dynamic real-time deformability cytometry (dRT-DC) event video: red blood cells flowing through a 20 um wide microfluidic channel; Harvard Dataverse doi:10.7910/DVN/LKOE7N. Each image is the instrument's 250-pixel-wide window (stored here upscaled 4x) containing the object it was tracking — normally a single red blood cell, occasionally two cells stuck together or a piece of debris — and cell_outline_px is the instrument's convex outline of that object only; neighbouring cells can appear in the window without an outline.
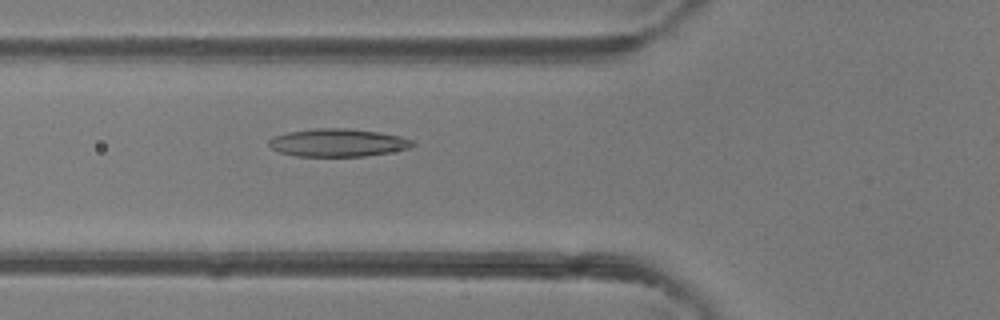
{"species": "common noctule bat (a hibernating species)", "species_latin": "Nyctalus noctula", "temperature_condition": "room temperature", "stored_images_in_passage": 30, "camera_frame_rate_fps": 3000, "um_per_image_px": 0.085, "animal": {"sex": "female"}, "frame": {"image": 1, "passage_image": 5, "time_ms": 1.333, "image_size_px": [1000, 320], "cell_outline_px": [[416, 144], [408, 148], [388, 152], [364, 156], [296, 156], [280, 152], [272, 148], [268, 144], [268, 140], [276, 136], [288, 132], [316, 128], [348, 128], [380, 132], [400, 136], [412, 140]], "centroid_in_image_um": [28.72, 12.12], "position_along_channel_um": 97.1, "area_um2": 23.18}}
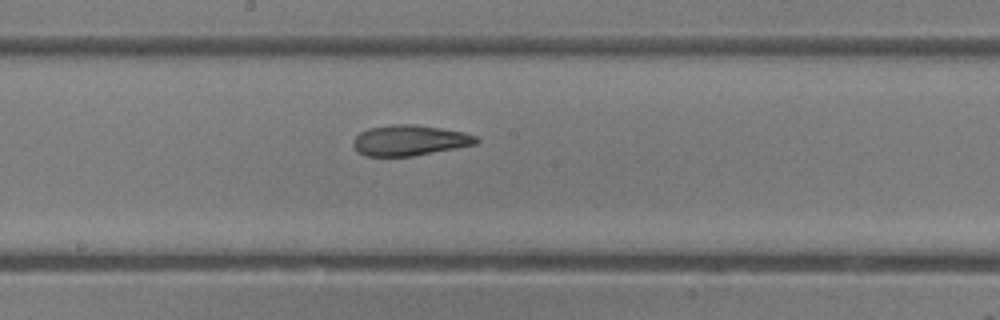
{"frame": {"image": 2, "passage_image": 13, "time_ms": 4.0, "image_size_px": [1000, 320], "cell_outline_px": [[480, 140], [476, 144], [412, 156], [364, 156], [356, 152], [352, 144], [352, 140], [360, 132], [368, 128], [392, 124], [412, 124], [440, 128], [464, 132], [476, 136]], "centroid_in_image_um": [34.76, 11.93], "position_along_channel_um": 213.4, "area_um2": 21.96}}
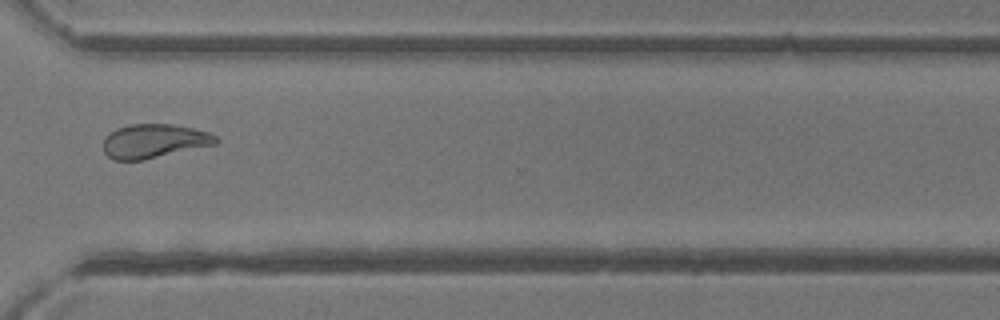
{"frame": {"image": 3, "passage_image": 23, "time_ms": 7.333, "image_size_px": [1000, 320], "cell_outline_px": [[220, 140], [216, 144], [144, 160], [112, 160], [104, 152], [104, 136], [108, 132], [116, 128], [128, 124], [172, 124], [192, 128], [208, 132], [216, 136]], "centroid_in_image_um": [13.07, 11.99], "position_along_channel_um": 357.5, "area_um2": 22.48}, "authors_computed_cell_mechanics": {"area_um2": 22.1663, "velocity_mm_per_s": 4.3393, "shape_relaxation_time_tau1_ms": null, "shape_relaxation_time_tau2_ms": 2.8347, "deformation_change_tau1": null, "deformation_change_tau2": 0.0991}}